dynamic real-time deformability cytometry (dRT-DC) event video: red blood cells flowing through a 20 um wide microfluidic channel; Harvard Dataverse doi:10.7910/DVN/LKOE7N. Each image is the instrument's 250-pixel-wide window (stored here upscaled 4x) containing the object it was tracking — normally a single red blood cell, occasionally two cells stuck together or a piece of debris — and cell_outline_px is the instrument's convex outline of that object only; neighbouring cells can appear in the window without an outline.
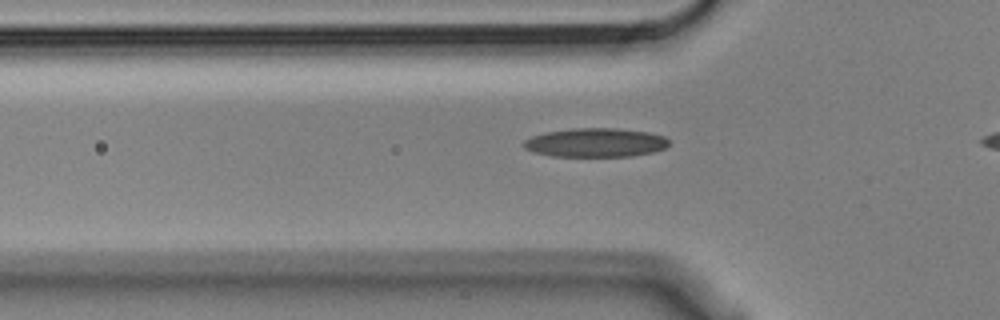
{"species": "Egyptian fruit bat (a non-hibernating species)", "species_latin": "Rousettus aegyptiacus", "temperature_condition": "cold", "stored_images_in_passage": 29, "camera_frame_rate_fps": 3000, "um_per_image_px": 0.085, "animal": {"sex": "male"}, "frame": {"image": 1, "passage_image": 2, "time_ms": 0.333, "image_size_px": [1000, 320], "cell_outline_px": [[668, 144], [664, 148], [652, 152], [632, 156], [552, 156], [532, 152], [524, 148], [520, 144], [524, 140], [532, 136], [544, 132], [572, 128], [616, 128], [648, 132], [664, 136], [668, 140]], "centroid_in_image_um": [50.56, 12.11], "position_along_channel_um": 75.2, "area_um2": 24.57}}
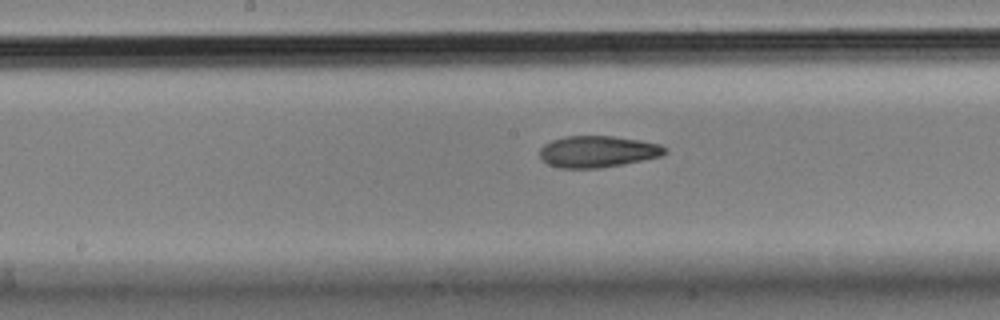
{"frame": {"image": 2, "passage_image": 12, "time_ms": 3.667, "image_size_px": [1000, 320], "cell_outline_px": [[668, 152], [660, 156], [624, 164], [600, 168], [560, 168], [548, 164], [540, 160], [540, 148], [544, 144], [552, 140], [564, 136], [612, 136], [640, 140], [660, 144], [668, 148]], "centroid_in_image_um": [50.79, 12.88], "position_along_channel_um": 197.4, "area_um2": 23.18}}
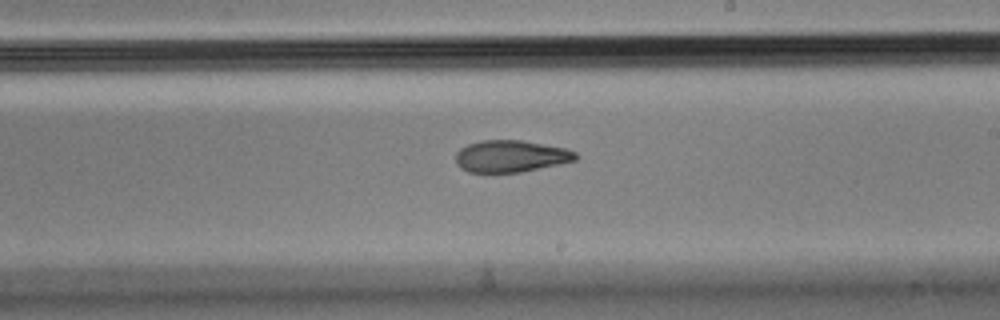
{"frame": {"image": 3, "passage_image": 16, "time_ms": 5.0, "image_size_px": [1000, 320], "cell_outline_px": [[580, 156], [576, 160], [560, 164], [520, 172], [468, 172], [460, 168], [456, 164], [456, 152], [460, 148], [468, 144], [480, 140], [524, 140], [564, 148], [576, 152]], "centroid_in_image_um": [43.41, 13.27], "position_along_channel_um": 245.6, "area_um2": 22.43}}